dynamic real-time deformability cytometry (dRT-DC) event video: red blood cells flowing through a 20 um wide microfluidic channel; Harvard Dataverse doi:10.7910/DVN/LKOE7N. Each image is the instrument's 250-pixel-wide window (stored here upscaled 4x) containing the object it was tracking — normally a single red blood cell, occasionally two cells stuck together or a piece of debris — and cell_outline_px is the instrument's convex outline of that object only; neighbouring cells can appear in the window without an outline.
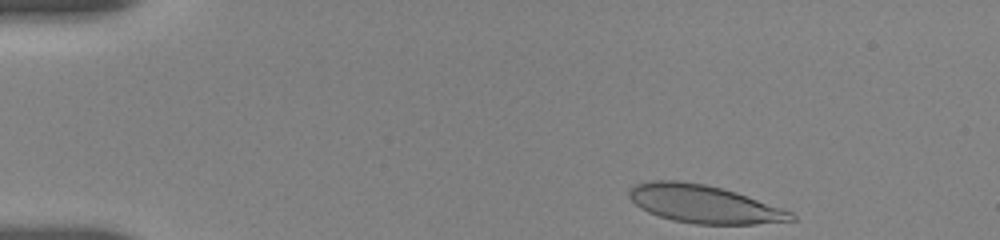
{"species": "human", "species_latin": "Homo sapiens", "temperature_condition": "room temperature", "stored_images_in_passage": 42, "camera_frame_rate_fps": 3000, "um_per_image_px": 0.085, "donor": {"sex": "female"}, "frame": {"image": 1, "passage_image": 1, "time_ms": 0.0, "image_size_px": [1000, 240], "cell_outline_px": [[796, 220], [756, 224], [696, 224], [672, 220], [648, 212], [640, 208], [628, 196], [628, 188], [636, 184], [652, 180], [680, 180], [704, 184], [736, 192], [792, 212], [796, 216]], "centroid_in_image_um": [59.8, 17.34], "position_along_channel_um": 25.2, "area_um2": 35.72}}
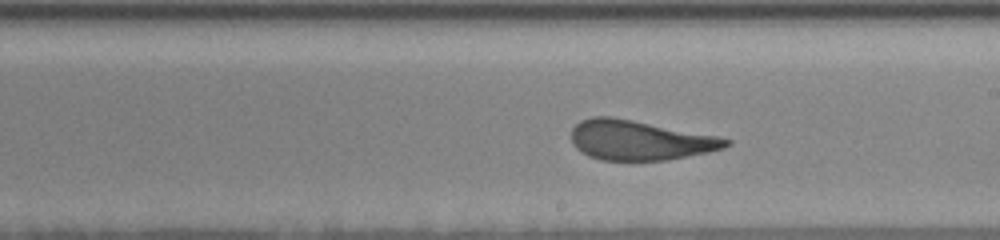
{"frame": {"image": 2, "passage_image": 22, "time_ms": 8.0, "image_size_px": [1000, 240], "cell_outline_px": [[732, 144], [724, 148], [708, 152], [668, 160], [600, 160], [588, 156], [580, 152], [572, 144], [572, 128], [580, 120], [592, 116], [612, 116], [720, 136], [732, 140]], "centroid_in_image_um": [54.38, 11.91], "position_along_channel_um": 234.6, "area_um2": 36.18}}
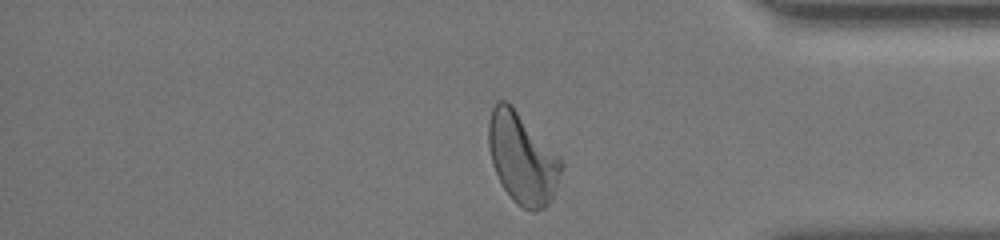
{"frame": {"image": 3, "passage_image": 39, "time_ms": 12.667, "image_size_px": [1000, 240], "cell_outline_px": [[564, 164], [556, 188], [548, 204], [544, 208], [536, 212], [532, 212], [516, 204], [512, 200], [504, 188], [492, 164], [488, 144], [488, 120], [492, 108], [496, 100], [508, 100], [512, 104], [560, 156]], "centroid_in_image_um": [44.39, 13.42], "position_along_channel_um": 390.8, "area_um2": 38.9}, "authors_computed_cell_mechanics": {"area_um2": 36.7319, "velocity_mm_per_s": 3.6534, "shape_relaxation_time_tau1_ms": 4.8622, "shape_relaxation_time_tau2_ms": 0.9182, "deformation_change_tau1": 0.1735, "deformation_change_tau2": 0.0785}}